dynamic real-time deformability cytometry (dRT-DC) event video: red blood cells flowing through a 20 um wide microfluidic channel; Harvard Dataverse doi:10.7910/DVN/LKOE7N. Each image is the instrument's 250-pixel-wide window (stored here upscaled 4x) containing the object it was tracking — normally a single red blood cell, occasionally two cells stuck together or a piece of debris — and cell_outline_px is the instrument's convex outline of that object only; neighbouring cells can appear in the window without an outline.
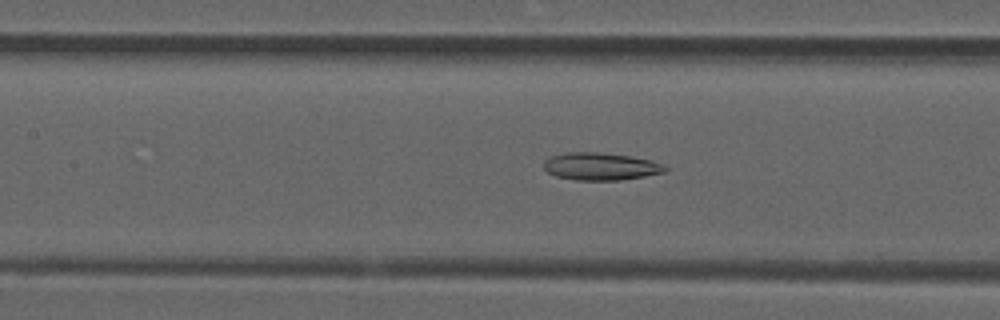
{"species": "common noctule bat (a hibernating species)", "species_latin": "Nyctalus noctula", "temperature_condition": "room temperature", "stored_images_in_passage": 49, "camera_frame_rate_fps": 3000, "um_per_image_px": 0.085, "animal": {"sex": "male", "forearm_length_mm": 52.5}, "frame": {"image": 1, "passage_image": 21, "time_ms": 6.667, "image_size_px": [1000, 320], "cell_outline_px": [[668, 168], [664, 172], [644, 176], [620, 180], [576, 180], [556, 176], [548, 172], [544, 168], [544, 160], [552, 156], [568, 152], [596, 152], [628, 156], [652, 160]], "centroid_in_image_um": [51.03, 14.15], "position_along_channel_um": 156.4, "area_um2": 19.19}}
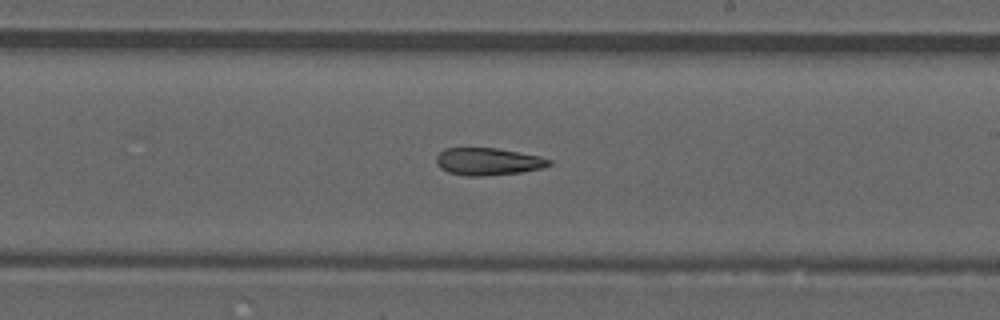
{"frame": {"image": 2, "passage_image": 28, "time_ms": 9.0, "image_size_px": [1000, 320], "cell_outline_px": [[552, 164], [544, 168], [520, 172], [484, 176], [468, 176], [448, 172], [440, 168], [436, 164], [436, 156], [444, 148], [496, 148], [540, 156], [552, 160]], "centroid_in_image_um": [41.49, 13.73], "position_along_channel_um": 247.5, "area_um2": 18.03}}
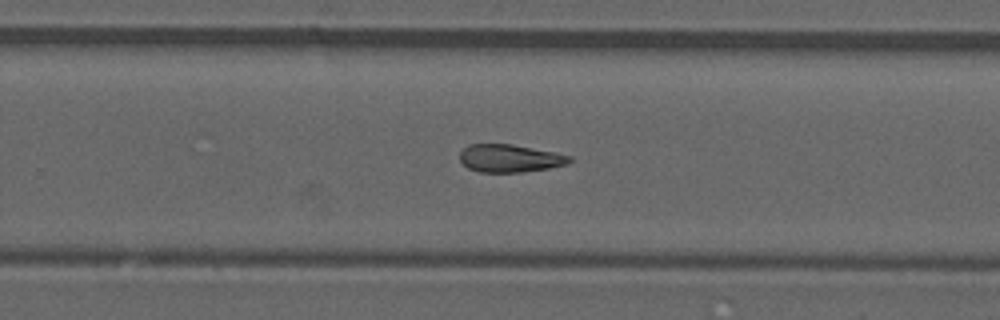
{"frame": {"image": 3, "passage_image": 31, "time_ms": 10.0, "image_size_px": [1000, 320], "cell_outline_px": [[572, 160], [568, 164], [548, 168], [520, 172], [480, 172], [468, 168], [460, 160], [460, 152], [468, 144], [512, 144], [572, 156]], "centroid_in_image_um": [43.32, 13.45], "position_along_channel_um": 286.5, "area_um2": 17.63}, "authors_computed_cell_mechanics": {"area_um2": 18.9006, "velocity_mm_per_s": 3.9259, "shape_relaxation_time_tau1_ms": null, "shape_relaxation_time_tau2_ms": 11.1146, "deformation_change_tau1": null, "deformation_change_tau2": 0.2307}}